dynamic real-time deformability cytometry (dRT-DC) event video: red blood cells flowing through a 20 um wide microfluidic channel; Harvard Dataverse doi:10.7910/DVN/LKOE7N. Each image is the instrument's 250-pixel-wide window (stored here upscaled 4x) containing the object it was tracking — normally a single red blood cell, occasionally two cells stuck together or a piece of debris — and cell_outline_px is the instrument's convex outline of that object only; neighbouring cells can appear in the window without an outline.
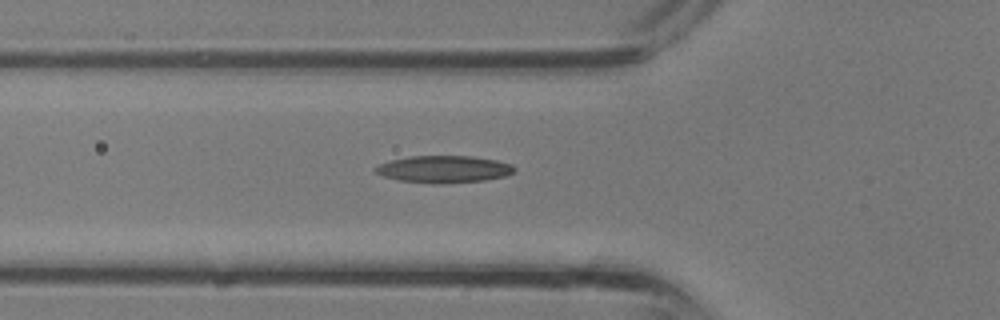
{"species": "common noctule bat (a hibernating species)", "species_latin": "Nyctalus noctula", "temperature_condition": "room temperature", "stored_images_in_passage": 33, "camera_frame_rate_fps": 3000, "um_per_image_px": 0.085, "animal": {"sex": "male", "body_mass_g": 13.3}, "frame": {"image": 1, "passage_image": 12, "time_ms": 3.667, "image_size_px": [1000, 320], "cell_outline_px": [[516, 168], [508, 176], [484, 180], [444, 184], [432, 184], [396, 180], [384, 176], [376, 172], [372, 168], [380, 164], [392, 160], [412, 156], [472, 156], [496, 160], [512, 164]], "centroid_in_image_um": [37.74, 14.39], "position_along_channel_um": 88.1, "area_um2": 22.08}}
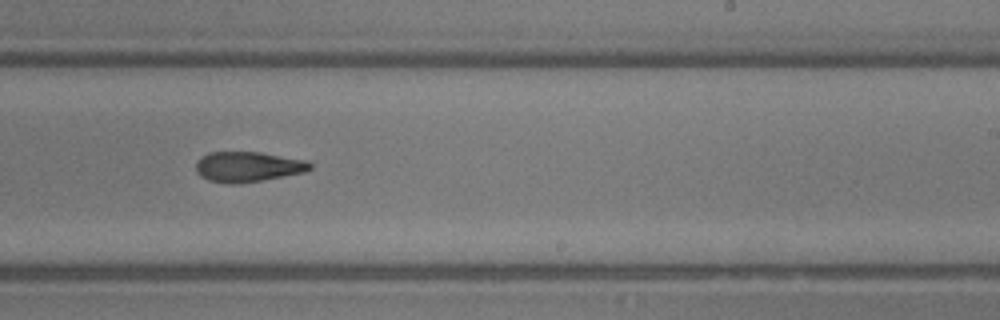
{"frame": {"image": 2, "passage_image": 21, "time_ms": 6.667, "image_size_px": [1000, 320], "cell_outline_px": [[312, 168], [304, 172], [260, 180], [232, 184], [228, 184], [208, 180], [200, 176], [196, 172], [196, 164], [208, 152], [260, 152], [308, 160], [312, 164]], "centroid_in_image_um": [21.08, 14.17], "position_along_channel_um": 267.9, "area_um2": 19.94}}
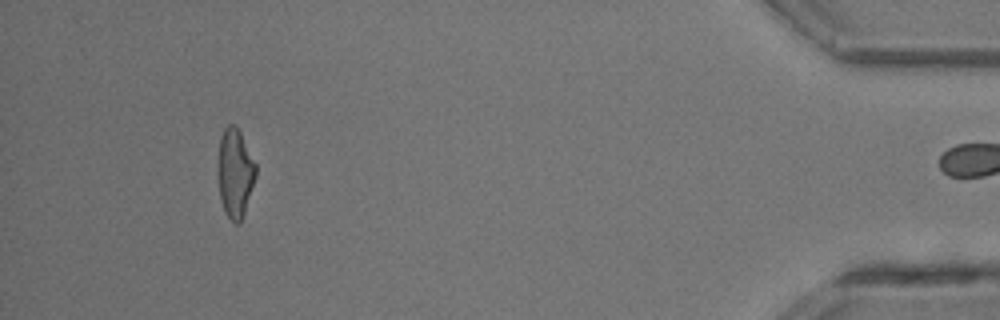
{"frame": {"image": 3, "passage_image": 32, "time_ms": 10.333, "image_size_px": [1000, 320], "cell_outline_px": [[256, 176], [240, 224], [236, 224], [224, 212], [220, 200], [216, 172], [216, 168], [220, 136], [224, 128], [228, 124], [236, 124], [256, 164]], "centroid_in_image_um": [19.94, 14.68], "position_along_channel_um": 415.3, "area_um2": 20.0}}